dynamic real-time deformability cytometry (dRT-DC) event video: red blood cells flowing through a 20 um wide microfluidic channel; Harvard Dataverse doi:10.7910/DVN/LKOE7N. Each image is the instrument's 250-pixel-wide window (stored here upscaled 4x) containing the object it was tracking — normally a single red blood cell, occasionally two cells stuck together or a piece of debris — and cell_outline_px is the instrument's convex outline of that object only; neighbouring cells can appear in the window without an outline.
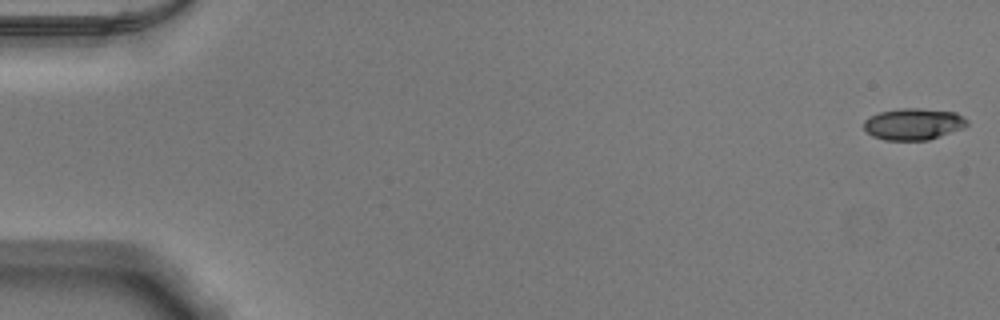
{"species": "Egyptian fruit bat (a non-hibernating species)", "species_latin": "Rousettus aegyptiacus", "temperature_condition": "warm", "stored_images_in_passage": 53, "camera_frame_rate_fps": 3000, "um_per_image_px": 0.085, "animal": {"sex": "male"}, "frame": {"image": 1, "passage_image": 1, "time_ms": 0.0, "image_size_px": [1000, 320], "cell_outline_px": [[968, 124], [964, 128], [928, 140], [884, 140], [872, 136], [864, 128], [864, 120], [868, 116], [880, 112], [900, 108], [920, 108], [956, 112], [968, 120]], "centroid_in_image_um": [77.64, 10.54], "position_along_channel_um": 7.4, "area_um2": 19.13}}
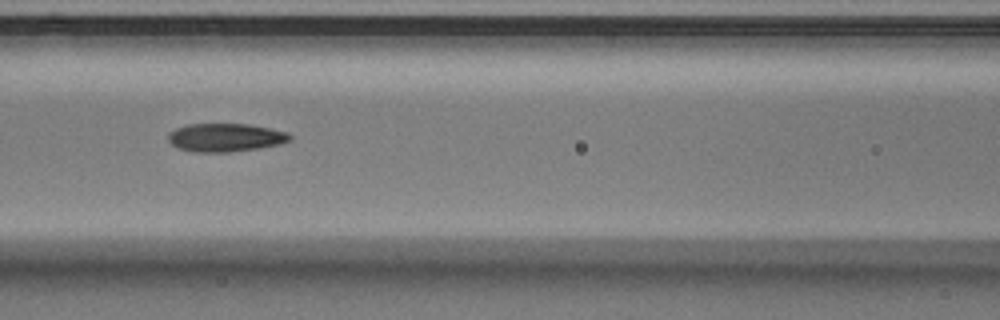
{"frame": {"image": 2, "passage_image": 24, "time_ms": 7.667, "image_size_px": [1000, 320], "cell_outline_px": [[292, 140], [280, 144], [256, 148], [228, 152], [192, 152], [180, 148], [172, 144], [168, 140], [168, 132], [176, 128], [188, 124], [248, 124], [288, 132], [292, 136]], "centroid_in_image_um": [19.16, 11.68], "position_along_channel_um": 147.4, "area_um2": 20.0}}
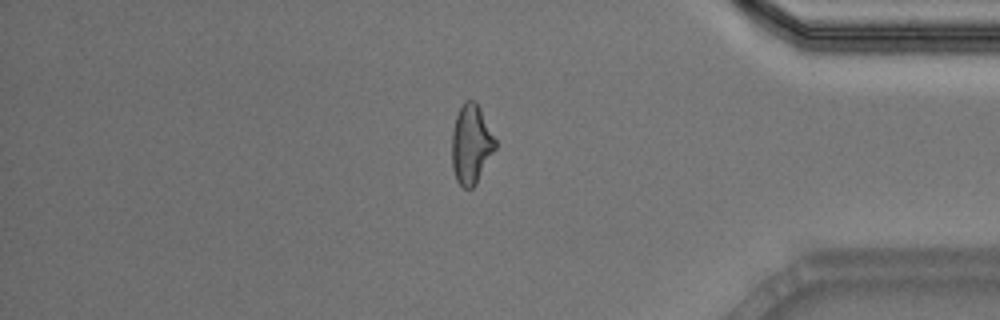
{"frame": {"image": 3, "passage_image": 45, "time_ms": 14.667, "image_size_px": [1000, 320], "cell_outline_px": [[496, 148], [476, 184], [472, 188], [464, 188], [456, 180], [452, 168], [452, 132], [456, 116], [464, 100], [476, 100], [496, 140]], "centroid_in_image_um": [40.04, 12.26], "position_along_channel_um": 395.2, "area_um2": 20.06}, "authors_computed_cell_mechanics": {"area_um2": 19.941, "velocity_mm_per_s": 3.8822, "shape_relaxation_time_tau1_ms": null, "shape_relaxation_time_tau2_ms": 2.3598, "deformation_change_tau1": null, "deformation_change_tau2": 0.0964}}